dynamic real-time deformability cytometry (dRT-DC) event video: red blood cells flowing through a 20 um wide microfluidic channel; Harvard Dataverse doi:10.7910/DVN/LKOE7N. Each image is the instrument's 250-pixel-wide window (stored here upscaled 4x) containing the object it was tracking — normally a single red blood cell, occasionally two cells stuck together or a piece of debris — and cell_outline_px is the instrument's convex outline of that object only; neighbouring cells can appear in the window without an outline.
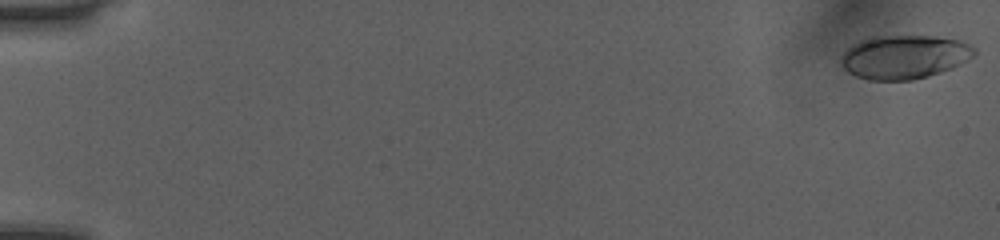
{"species": "human", "species_latin": "Homo sapiens", "temperature_condition": "room temperature", "stored_images_in_passage": 52, "camera_frame_rate_fps": 3000, "um_per_image_px": 0.085, "donor": {"sex": "female"}, "frame": {"image": 1, "passage_image": 1, "time_ms": 0.0, "image_size_px": [1000, 240], "cell_outline_px": [[976, 56], [952, 68], [928, 76], [912, 80], [868, 80], [856, 76], [848, 72], [840, 64], [840, 56], [852, 44], [860, 40], [876, 36], [932, 36], [960, 40], [976, 48]], "centroid_in_image_um": [76.87, 4.84], "position_along_channel_um": 8.1, "area_um2": 34.16}}
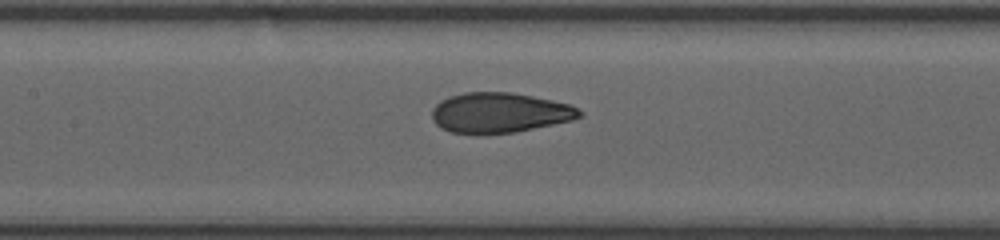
{"frame": {"image": 2, "passage_image": 26, "time_ms": 8.333, "image_size_px": [1000, 240], "cell_outline_px": [[584, 116], [572, 120], [516, 132], [452, 132], [440, 128], [432, 120], [432, 108], [440, 100], [448, 96], [464, 92], [512, 92], [552, 100], [568, 104], [580, 108], [584, 112]], "centroid_in_image_um": [42.49, 9.55], "position_along_channel_um": 164.9, "area_um2": 34.33}}
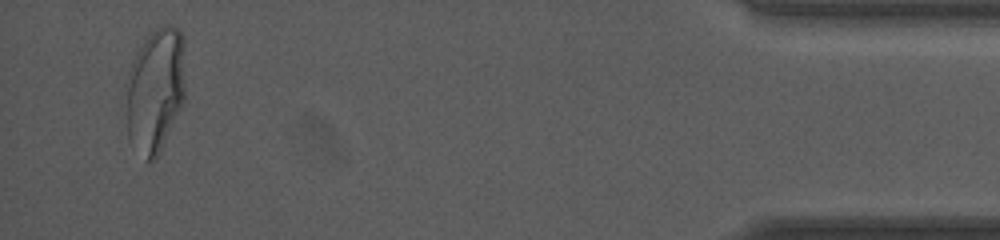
{"frame": {"image": 3, "passage_image": 50, "time_ms": 16.333, "image_size_px": [1000, 240], "cell_outline_px": [[184, 100], [160, 152], [152, 164], [148, 164], [128, 140], [120, 96], [132, 60], [136, 52], [148, 36], [156, 28], [168, 24], [180, 28], [184, 40]], "centroid_in_image_um": [13.11, 7.72], "position_along_channel_um": 422.1, "area_um2": 44.97}}